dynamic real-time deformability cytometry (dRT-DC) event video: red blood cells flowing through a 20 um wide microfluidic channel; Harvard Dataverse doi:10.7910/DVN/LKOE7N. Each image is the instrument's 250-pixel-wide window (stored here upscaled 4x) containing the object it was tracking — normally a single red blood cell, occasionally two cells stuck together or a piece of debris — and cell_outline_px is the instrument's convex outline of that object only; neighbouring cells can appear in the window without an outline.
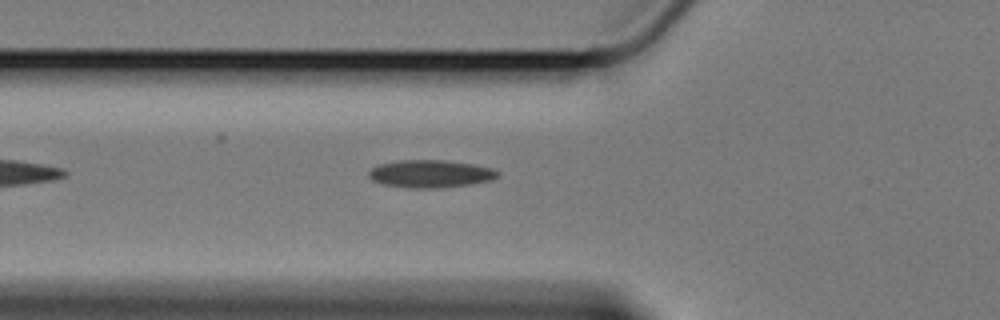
{"species": "Egyptian fruit bat (a non-hibernating species)", "species_latin": "Rousettus aegyptiacus", "temperature_condition": "cold", "stored_images_in_passage": 36, "camera_frame_rate_fps": 3000, "um_per_image_px": 0.085, "animal": {"sex": "female"}, "frame": {"image": 1, "passage_image": 3, "time_ms": 0.667, "image_size_px": [1000, 320], "cell_outline_px": [[500, 176], [492, 180], [472, 184], [440, 188], [408, 188], [384, 184], [372, 180], [368, 176], [368, 172], [372, 168], [380, 164], [400, 160], [444, 160], [472, 164], [492, 168], [500, 172]], "centroid_in_image_um": [36.62, 14.78], "position_along_channel_um": 89.2, "area_um2": 20.87}}
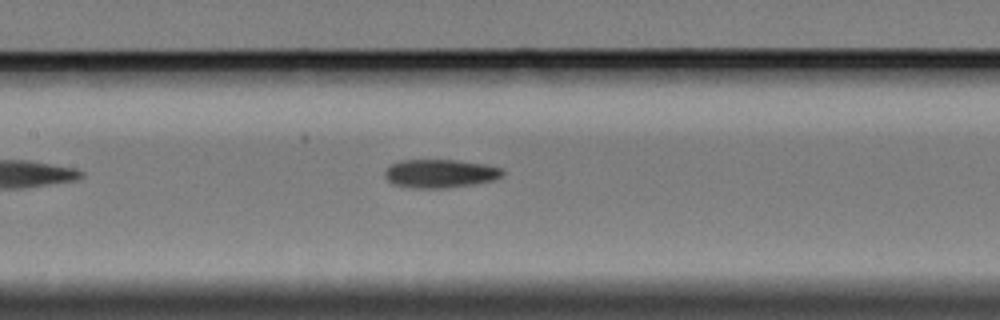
{"frame": {"image": 2, "passage_image": 10, "time_ms": 3.0, "image_size_px": [1000, 320], "cell_outline_px": [[504, 176], [496, 180], [476, 184], [448, 188], [412, 188], [392, 184], [384, 176], [384, 172], [388, 164], [400, 160], [456, 160], [488, 164], [504, 168]], "centroid_in_image_um": [37.45, 14.75], "position_along_channel_um": 170.0, "area_um2": 20.11}}
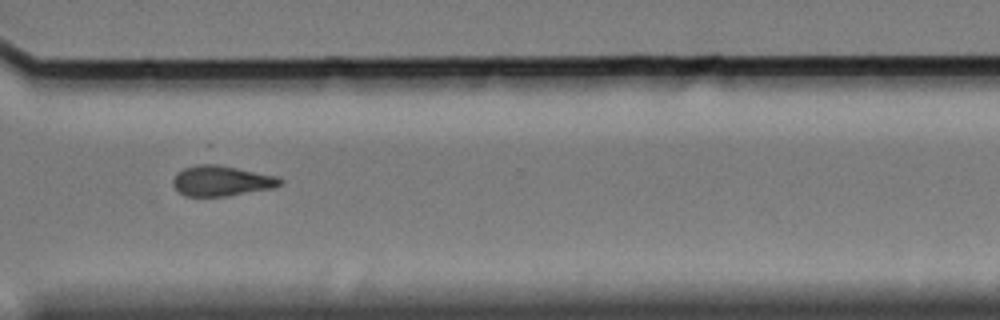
{"frame": {"image": 3, "passage_image": 26, "time_ms": 8.333, "image_size_px": [1000, 320], "cell_outline_px": [[284, 184], [272, 188], [228, 196], [184, 196], [172, 184], [172, 180], [176, 172], [184, 168], [208, 160], [212, 160], [280, 176], [284, 180]], "centroid_in_image_um": [18.88, 15.29], "position_along_channel_um": 351.7, "area_um2": 20.29}}